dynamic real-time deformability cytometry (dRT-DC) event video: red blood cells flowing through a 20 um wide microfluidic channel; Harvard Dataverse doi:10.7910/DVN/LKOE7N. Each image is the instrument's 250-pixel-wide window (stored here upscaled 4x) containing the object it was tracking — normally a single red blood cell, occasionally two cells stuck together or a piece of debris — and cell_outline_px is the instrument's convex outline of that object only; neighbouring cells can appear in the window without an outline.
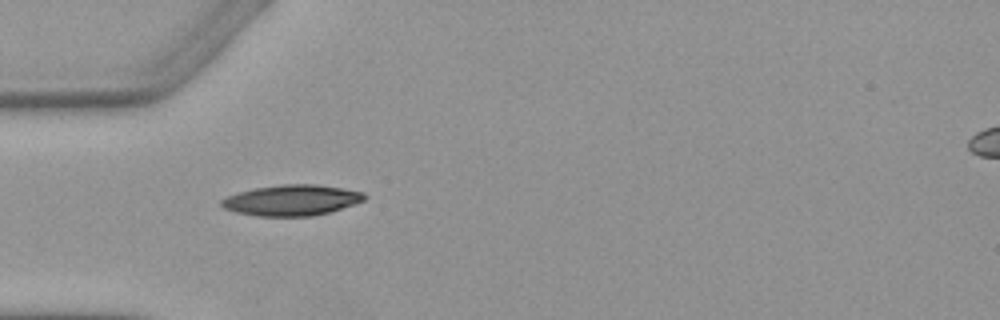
{"species": "Egyptian fruit bat (a non-hibernating species)", "species_latin": "Rousettus aegyptiacus", "temperature_condition": "warm", "stored_images_in_passage": 2, "camera_frame_rate_fps": 3000, "um_per_image_px": 0.085, "animal": {"sex": "female"}, "frame": {"image": 1, "passage_image": 1, "time_ms": 0.0, "image_size_px": [1000, 320], "cell_outline_px": [[368, 196], [364, 200], [328, 212], [312, 216], [256, 216], [236, 212], [224, 208], [220, 204], [220, 200], [228, 196], [240, 192], [256, 188], [280, 184], [316, 184], [364, 192]], "centroid_in_image_um": [24.78, 17.01], "position_along_channel_um": 60.2, "area_um2": 25.37}}